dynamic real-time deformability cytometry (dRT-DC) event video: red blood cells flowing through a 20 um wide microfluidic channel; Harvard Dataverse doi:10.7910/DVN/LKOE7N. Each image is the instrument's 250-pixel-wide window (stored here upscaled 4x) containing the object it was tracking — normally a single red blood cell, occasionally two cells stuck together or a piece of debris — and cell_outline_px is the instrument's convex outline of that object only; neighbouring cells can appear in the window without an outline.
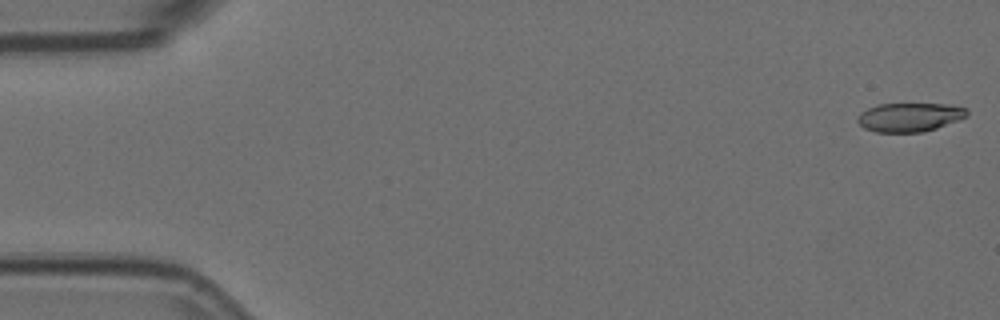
{"species": "Egyptian fruit bat (a non-hibernating species)", "species_latin": "Rousettus aegyptiacus", "temperature_condition": "room temperature", "stored_images_in_passage": 4, "camera_frame_rate_fps": 3000, "um_per_image_px": 0.085, "animal": {"sex": "female"}, "frame": {"image": 1, "passage_image": 1, "time_ms": 0.0, "image_size_px": [1000, 320], "cell_outline_px": [[968, 116], [936, 128], [924, 132], [876, 132], [864, 128], [856, 120], [860, 112], [868, 108], [880, 104], [944, 104], [968, 108]], "centroid_in_image_um": [77.31, 9.96], "position_along_channel_um": 7.7, "area_um2": 18.32}}
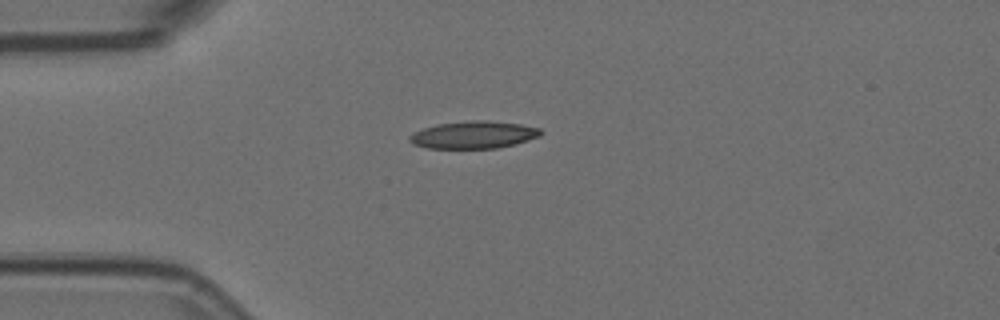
{"frame": {"image": 2, "passage_image": 4, "time_ms": 1.0, "image_size_px": [1000, 320], "cell_outline_px": [[544, 132], [540, 136], [528, 140], [496, 148], [428, 148], [412, 144], [408, 140], [408, 136], [424, 128], [436, 124], [472, 120], [484, 120], [520, 124], [540, 128]], "centroid_in_image_um": [40.25, 11.45], "position_along_channel_um": 44.7, "area_um2": 20.81}}